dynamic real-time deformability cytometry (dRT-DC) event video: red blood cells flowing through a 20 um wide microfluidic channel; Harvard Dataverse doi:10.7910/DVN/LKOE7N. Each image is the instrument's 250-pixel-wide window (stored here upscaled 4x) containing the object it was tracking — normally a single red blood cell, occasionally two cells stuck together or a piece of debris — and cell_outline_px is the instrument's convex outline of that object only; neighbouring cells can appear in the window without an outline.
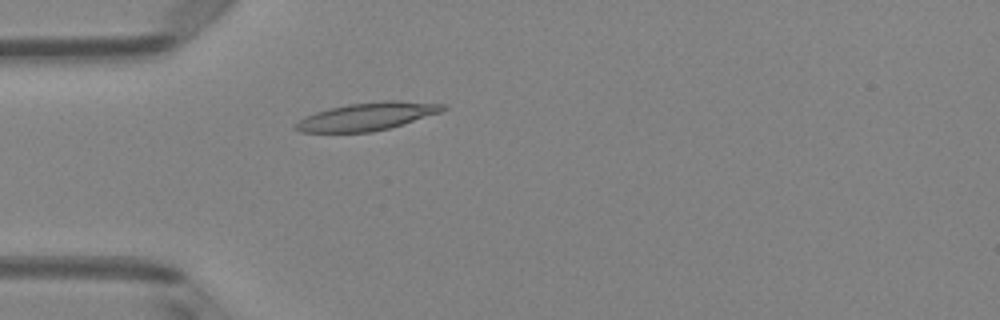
{"species": "Egyptian fruit bat (a non-hibernating species)", "species_latin": "Rousettus aegyptiacus", "temperature_condition": "room temperature", "stored_images_in_passage": 4, "camera_frame_rate_fps": 3000, "um_per_image_px": 0.085, "animal": {"sex": "female"}, "frame": {"image": 1, "passage_image": 4, "time_ms": 1.0, "image_size_px": [1000, 320], "cell_outline_px": [[448, 108], [440, 112], [388, 128], [372, 132], [300, 132], [292, 128], [292, 124], [316, 112], [348, 104], [384, 100], [396, 100], [448, 104]], "centroid_in_image_um": [31.21, 9.89], "position_along_channel_um": 53.8, "area_um2": 23.7}}